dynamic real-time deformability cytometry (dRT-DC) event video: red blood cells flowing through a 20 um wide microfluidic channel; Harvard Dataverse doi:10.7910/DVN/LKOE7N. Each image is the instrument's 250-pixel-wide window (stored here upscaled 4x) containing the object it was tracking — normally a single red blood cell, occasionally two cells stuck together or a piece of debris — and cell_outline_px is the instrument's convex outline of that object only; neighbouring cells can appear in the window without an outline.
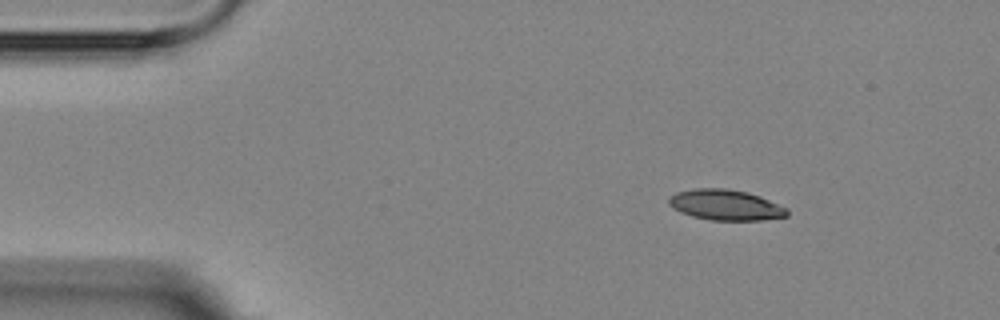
{"species": "Egyptian fruit bat (a non-hibernating species)", "species_latin": "Rousettus aegyptiacus", "temperature_condition": "room temperature", "stored_images_in_passage": 4, "camera_frame_rate_fps": 3000, "um_per_image_px": 0.085, "animal": {"sex": "female"}, "frame": {"image": 1, "passage_image": 1, "time_ms": 0.0, "image_size_px": [1000, 320], "cell_outline_px": [[788, 216], [760, 220], [712, 220], [692, 216], [680, 212], [672, 208], [668, 204], [668, 196], [676, 192], [696, 188], [728, 188], [748, 192], [760, 196], [788, 208]], "centroid_in_image_um": [61.65, 17.41], "position_along_channel_um": 23.3, "area_um2": 21.27}}
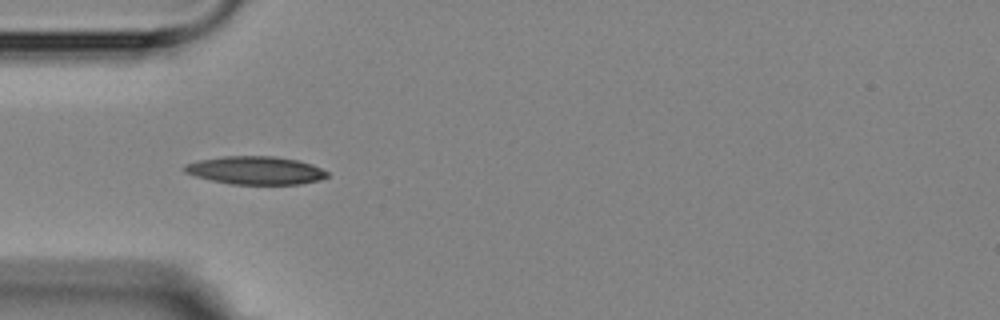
{"frame": {"image": 2, "passage_image": 3, "time_ms": 3.0, "image_size_px": [1000, 320], "cell_outline_px": [[328, 176], [316, 180], [300, 184], [232, 184], [212, 180], [196, 176], [184, 172], [184, 164], [200, 160], [224, 156], [276, 156], [296, 160], [312, 164], [328, 172]], "centroid_in_image_um": [21.71, 14.47], "position_along_channel_um": 63.3, "area_um2": 23.12}}
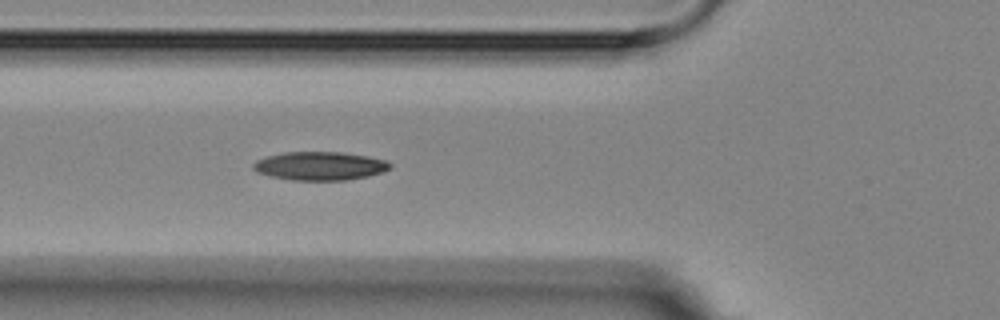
{"frame": {"image": 3, "passage_image": 4, "time_ms": 4.0, "image_size_px": [1000, 320], "cell_outline_px": [[392, 168], [368, 176], [344, 180], [292, 180], [272, 176], [256, 172], [252, 168], [252, 164], [256, 160], [268, 156], [284, 152], [340, 152], [368, 156], [384, 160], [392, 164]], "centroid_in_image_um": [27.17, 14.1], "position_along_channel_um": 98.6, "area_um2": 22.6}}